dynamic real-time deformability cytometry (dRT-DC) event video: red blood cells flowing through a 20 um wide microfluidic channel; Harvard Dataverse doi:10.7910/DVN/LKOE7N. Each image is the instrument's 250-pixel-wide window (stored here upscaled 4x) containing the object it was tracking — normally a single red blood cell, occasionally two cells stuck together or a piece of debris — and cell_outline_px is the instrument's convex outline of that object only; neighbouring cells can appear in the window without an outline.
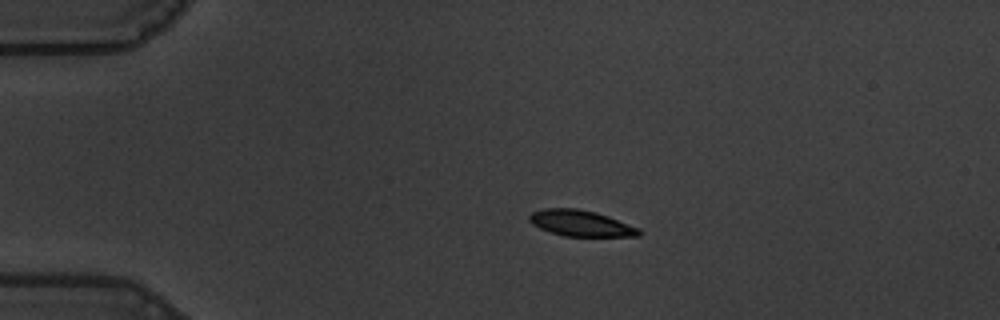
{"species": "common noctule bat (a hibernating species)", "species_latin": "Nyctalus noctula", "temperature_condition": "warm", "stored_images_in_passage": 46, "camera_frame_rate_fps": 3000, "um_per_image_px": 0.085, "animal": {"sex": "male", "body_mass_g": 19.5, "forearm_length_mm": 54.6}, "frame": {"image": 1, "passage_image": 1, "time_ms": 0.0, "image_size_px": [1000, 320], "cell_outline_px": [[640, 236], [564, 236], [540, 228], [532, 224], [528, 220], [528, 216], [532, 212], [544, 208], [576, 208], [596, 212], [608, 216], [640, 228]], "centroid_in_image_um": [49.35, 18.97], "position_along_channel_um": 35.6, "area_um2": 16.59}}
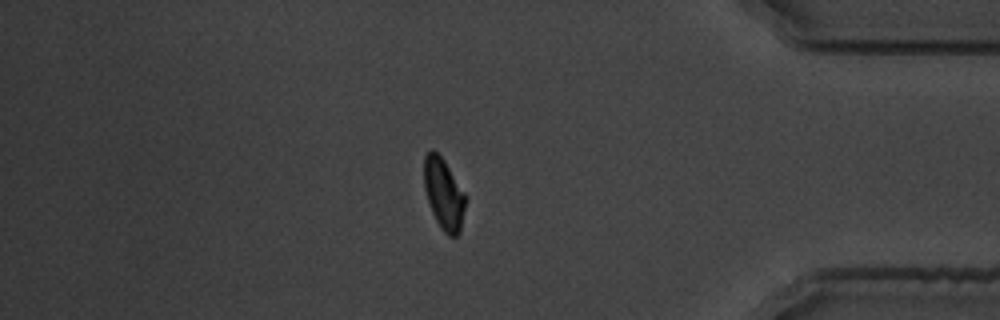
{"frame": {"image": 2, "passage_image": 38, "time_ms": 12.333, "image_size_px": [1000, 320], "cell_outline_px": [[468, 196], [460, 232], [456, 236], [448, 236], [444, 232], [436, 220], [432, 212], [424, 188], [424, 156], [432, 148], [444, 160]], "centroid_in_image_um": [37.75, 16.48], "position_along_channel_um": 397.4, "area_um2": 17.4}}
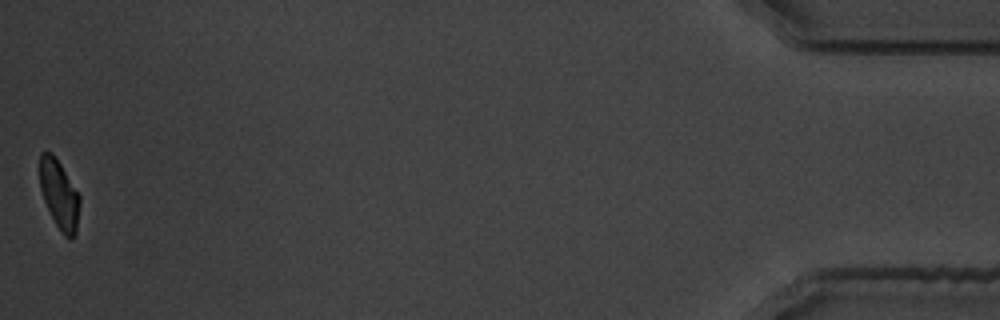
{"frame": {"image": 3, "passage_image": 46, "time_ms": 15.0, "image_size_px": [1000, 320], "cell_outline_px": [[80, 204], [76, 232], [72, 236], [64, 236], [56, 224], [44, 200], [40, 188], [40, 152], [52, 152], [60, 164], [80, 196]], "centroid_in_image_um": [5.03, 16.51], "position_along_channel_um": 430.2, "area_um2": 15.66}, "authors_computed_cell_mechanics": {"area_um2": 17.2822, "velocity_mm_per_s": 3.5376, "shape_relaxation_time_tau1_ms": 2.0171, "shape_relaxation_time_tau2_ms": 1.7068, "deformation_change_tau1": 0.1353, "deformation_change_tau2": 0.0563}}